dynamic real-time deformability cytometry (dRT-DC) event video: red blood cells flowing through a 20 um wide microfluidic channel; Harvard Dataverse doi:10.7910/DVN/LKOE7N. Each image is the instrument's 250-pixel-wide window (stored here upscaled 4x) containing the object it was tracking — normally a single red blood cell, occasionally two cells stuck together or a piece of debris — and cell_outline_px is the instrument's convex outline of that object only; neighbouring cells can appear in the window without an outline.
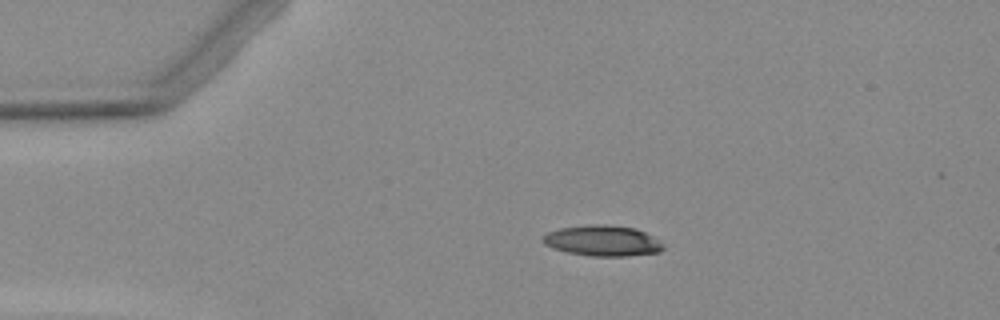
{"species": "Egyptian fruit bat (a non-hibernating species)", "species_latin": "Rousettus aegyptiacus", "temperature_condition": "warm", "stored_images_in_passage": 2, "camera_frame_rate_fps": 3000, "um_per_image_px": 0.085, "animal": {"sex": "female"}, "frame": {"image": 1, "passage_image": 1, "time_ms": 0.0, "image_size_px": [1000, 320], "cell_outline_px": [[664, 248], [660, 252], [628, 256], [592, 256], [568, 252], [552, 248], [544, 244], [540, 240], [548, 232], [560, 228], [588, 224], [604, 224], [636, 228], [660, 240], [664, 244]], "centroid_in_image_um": [51.23, 20.46], "position_along_channel_um": 33.8, "area_um2": 21.68}}